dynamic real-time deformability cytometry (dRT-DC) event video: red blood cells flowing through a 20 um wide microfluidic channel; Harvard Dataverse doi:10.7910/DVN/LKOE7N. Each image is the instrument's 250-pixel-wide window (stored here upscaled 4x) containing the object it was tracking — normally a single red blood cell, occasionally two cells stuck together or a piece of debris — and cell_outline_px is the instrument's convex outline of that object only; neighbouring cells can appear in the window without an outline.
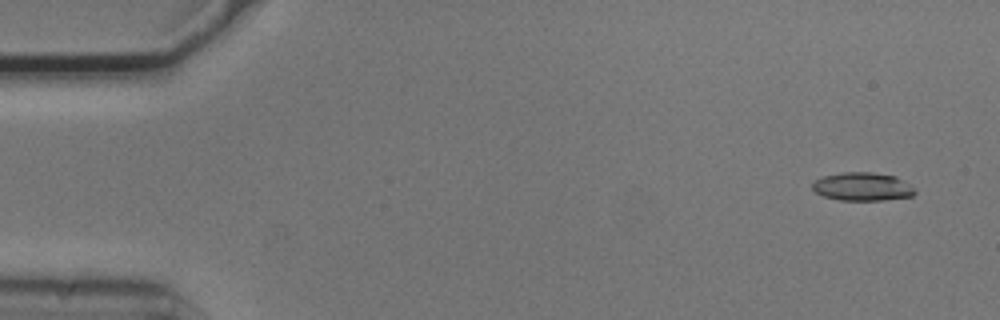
{"species": "common noctule bat (a hibernating species)", "species_latin": "Nyctalus noctula", "temperature_condition": "cold", "stored_images_in_passage": 53, "camera_frame_rate_fps": 3000, "um_per_image_px": 0.085, "animal": {"sex": "male", "body_mass_g": 20.5, "forearm_length_mm": 52.5}, "frame": {"image": 1, "passage_image": 2, "time_ms": 0.333, "image_size_px": [1000, 320], "cell_outline_px": [[916, 192], [912, 196], [884, 200], [840, 200], [824, 196], [816, 192], [812, 188], [812, 184], [816, 180], [824, 176], [840, 172], [872, 172], [896, 176], [908, 184]], "centroid_in_image_um": [73.3, 15.86], "position_along_channel_um": 11.7, "area_um2": 16.76}}
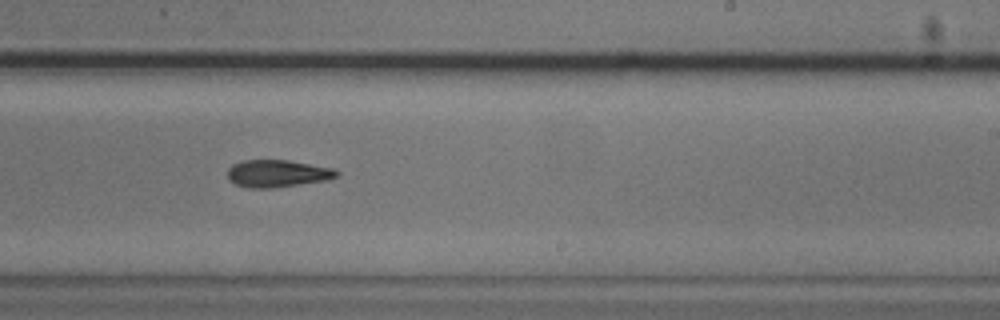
{"frame": {"image": 2, "passage_image": 32, "time_ms": 10.333, "image_size_px": [1000, 320], "cell_outline_px": [[340, 176], [328, 180], [272, 188], [248, 188], [236, 184], [228, 180], [228, 168], [232, 164], [240, 160], [288, 160], [332, 168], [340, 172]], "centroid_in_image_um": [23.58, 14.75], "position_along_channel_um": 265.4, "area_um2": 17.51}}
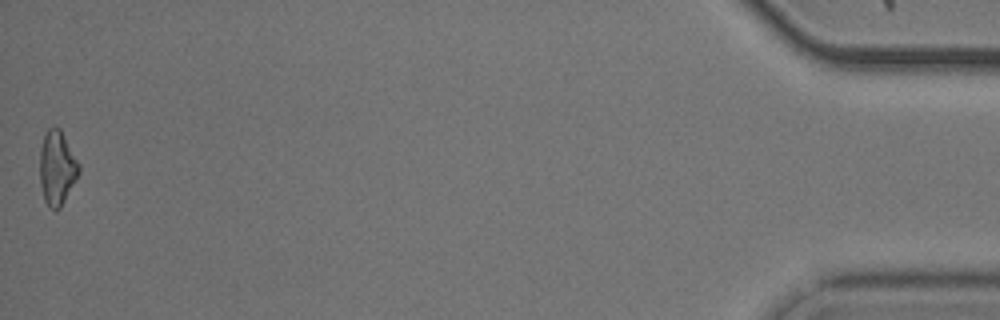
{"frame": {"image": 3, "passage_image": 53, "time_ms": 17.333, "image_size_px": [1000, 320], "cell_outline_px": [[80, 172], [76, 180], [60, 208], [56, 212], [48, 208], [44, 200], [40, 184], [40, 148], [44, 136], [48, 128], [60, 128], [80, 164]], "centroid_in_image_um": [4.85, 14.31], "position_along_channel_um": 430.4, "area_um2": 17.05}}